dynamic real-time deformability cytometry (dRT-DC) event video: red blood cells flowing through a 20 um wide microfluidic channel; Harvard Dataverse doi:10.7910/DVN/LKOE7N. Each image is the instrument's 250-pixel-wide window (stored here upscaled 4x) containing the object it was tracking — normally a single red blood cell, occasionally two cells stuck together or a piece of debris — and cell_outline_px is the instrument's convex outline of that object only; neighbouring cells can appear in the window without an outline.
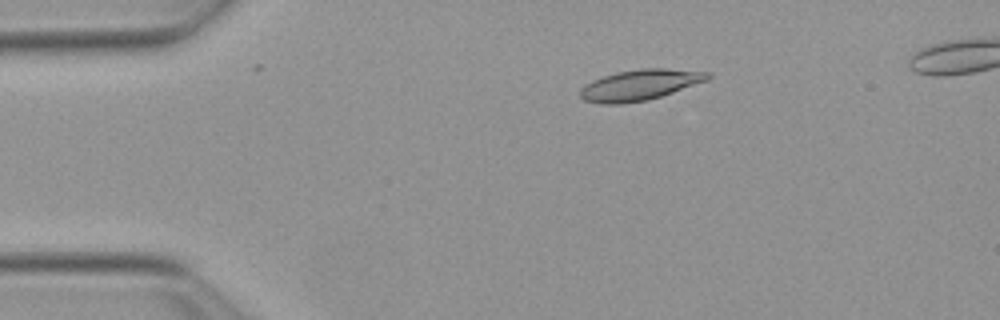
{"species": "Egyptian fruit bat (a non-hibernating species)", "species_latin": "Rousettus aegyptiacus", "temperature_condition": "warm", "stored_images_in_passage": 2, "camera_frame_rate_fps": 3000, "um_per_image_px": 0.085, "animal": {"sex": "female"}, "frame": {"image": 1, "passage_image": 1, "time_ms": 0.0, "image_size_px": [1000, 320], "cell_outline_px": [[712, 76], [708, 80], [648, 100], [620, 104], [600, 104], [584, 100], [580, 96], [580, 88], [584, 84], [592, 80], [616, 72], [640, 68], [668, 68], [708, 72]], "centroid_in_image_um": [54.36, 7.21], "position_along_channel_um": 30.6, "area_um2": 22.89}}